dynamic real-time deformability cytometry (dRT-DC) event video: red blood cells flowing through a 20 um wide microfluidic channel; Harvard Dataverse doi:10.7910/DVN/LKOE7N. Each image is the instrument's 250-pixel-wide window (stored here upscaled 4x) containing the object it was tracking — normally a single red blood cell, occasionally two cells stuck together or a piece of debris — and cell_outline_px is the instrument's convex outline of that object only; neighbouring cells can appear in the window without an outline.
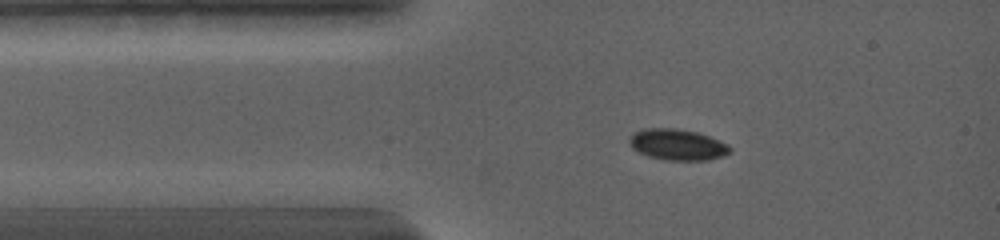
{"species": "common noctule bat (a hibernating species)", "species_latin": "Nyctalus noctula", "temperature_condition": "warm", "stored_images_in_passage": 40, "camera_frame_rate_fps": 5000, "um_per_image_px": 0.085, "animal": {"sex": "female", "body_mass_g": 19.0, "forearm_length_mm": 56.7}, "frame": {"image": 1, "passage_image": 5, "time_ms": 1.6, "image_size_px": [1000, 240], "cell_outline_px": [[732, 148], [724, 156], [708, 160], [664, 160], [648, 156], [632, 148], [628, 140], [636, 132], [648, 128], [672, 128], [696, 132], [708, 136], [728, 144]], "centroid_in_image_um": [57.6, 12.3], "position_along_channel_um": 27.4, "area_um2": 17.98}}
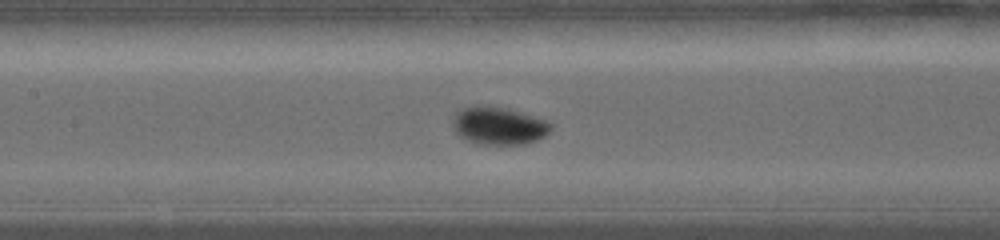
{"frame": {"image": 2, "passage_image": 16, "time_ms": 5.8, "image_size_px": [1000, 240], "cell_outline_px": [[552, 128], [544, 136], [536, 140], [524, 144], [476, 144], [464, 140], [456, 132], [452, 124], [452, 120], [456, 112], [460, 108], [472, 104], [484, 104], [504, 108], [520, 112], [544, 120], [552, 124]], "centroid_in_image_um": [42.31, 10.67], "position_along_channel_um": 165.1, "area_um2": 21.79}}
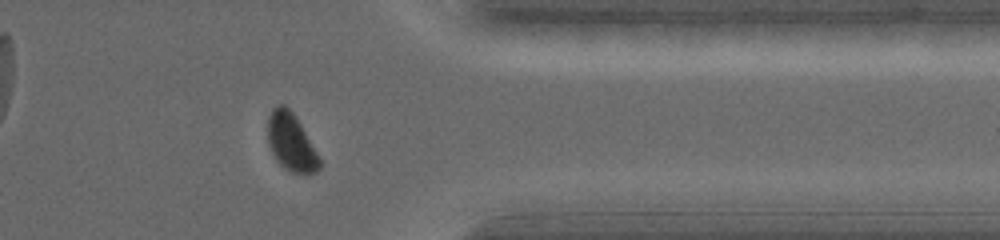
{"frame": {"image": 3, "passage_image": 32, "time_ms": 12.0, "image_size_px": [1000, 240], "cell_outline_px": [[320, 168], [316, 172], [292, 172], [284, 168], [276, 160], [268, 144], [268, 116], [272, 108], [276, 104], [284, 104], [296, 116], [316, 152], [320, 160]], "centroid_in_image_um": [24.71, 12.05], "position_along_channel_um": 386.7, "area_um2": 17.11}, "authors_computed_cell_mechanics": {"area_um2": 19.2185, "velocity_mm_per_s": 3.7002, "shape_relaxation_time_tau1_ms": 2.4929, "shape_relaxation_time_tau2_ms": null, "deformation_change_tau1": 0.1022, "deformation_change_tau2": null}}